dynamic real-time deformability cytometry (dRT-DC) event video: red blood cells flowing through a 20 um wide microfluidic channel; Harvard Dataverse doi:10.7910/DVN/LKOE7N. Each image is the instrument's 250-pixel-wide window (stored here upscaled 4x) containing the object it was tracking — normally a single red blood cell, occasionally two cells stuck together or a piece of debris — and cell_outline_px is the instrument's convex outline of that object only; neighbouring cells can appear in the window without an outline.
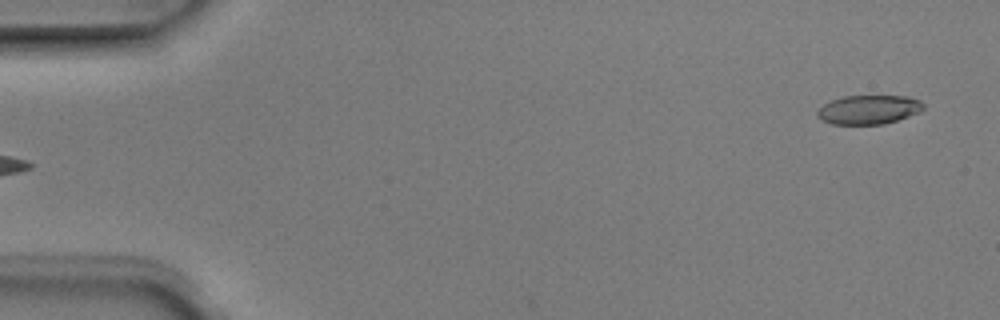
{"species": "Egyptian fruit bat (a non-hibernating species)", "species_latin": "Rousettus aegyptiacus", "temperature_condition": "room temperature", "stored_images_in_passage": 4, "segment_of_instrument_passage": [2, 2], "camera_frame_rate_fps": 3000, "um_per_image_px": 0.085, "animal": {"sex": "male"}, "frame": {"image": 1, "passage_image": 4, "time_ms": 1.0, "image_size_px": [1000, 320], "cell_outline_px": [[924, 108], [908, 116], [884, 124], [832, 124], [816, 116], [816, 112], [824, 104], [832, 100], [844, 96], [908, 96], [920, 100], [924, 104]], "centroid_in_image_um": [73.83, 9.31], "position_along_channel_um": 11.2, "area_um2": 17.74}}